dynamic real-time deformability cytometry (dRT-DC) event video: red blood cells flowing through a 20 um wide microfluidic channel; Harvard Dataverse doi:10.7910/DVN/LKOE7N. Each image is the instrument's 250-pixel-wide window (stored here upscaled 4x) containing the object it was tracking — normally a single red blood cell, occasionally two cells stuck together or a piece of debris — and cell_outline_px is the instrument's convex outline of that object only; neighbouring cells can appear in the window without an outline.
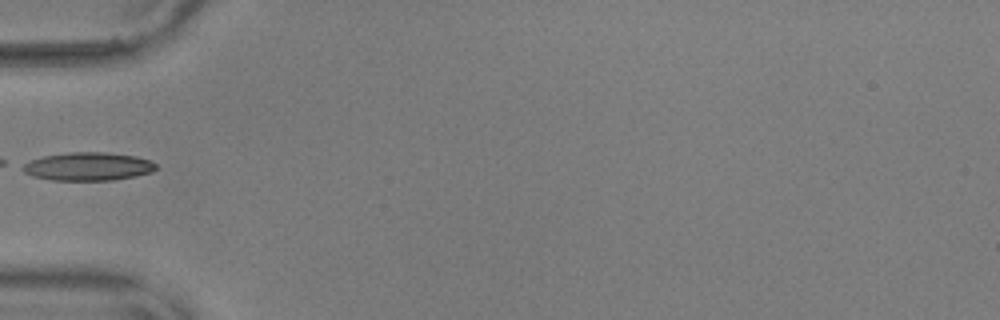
{"species": "common noctule bat (a hibernating species)", "species_latin": "Nyctalus noctula", "temperature_condition": "warm", "stored_images_in_passage": 35, "camera_frame_rate_fps": 3000, "um_per_image_px": 0.085, "animal": {"sex": "male", "body_mass_g": 17.9, "forearm_length_mm": 54.2}, "frame": {"image": 1, "passage_image": 1, "time_ms": 0.0, "image_size_px": [1000, 320], "cell_outline_px": [[156, 168], [152, 172], [136, 176], [112, 180], [52, 180], [32, 176], [24, 172], [20, 168], [20, 164], [28, 160], [44, 156], [68, 152], [104, 152], [136, 156], [148, 160], [156, 164]], "centroid_in_image_um": [7.42, 14.15], "position_along_channel_um": 77.6, "area_um2": 22.08}}